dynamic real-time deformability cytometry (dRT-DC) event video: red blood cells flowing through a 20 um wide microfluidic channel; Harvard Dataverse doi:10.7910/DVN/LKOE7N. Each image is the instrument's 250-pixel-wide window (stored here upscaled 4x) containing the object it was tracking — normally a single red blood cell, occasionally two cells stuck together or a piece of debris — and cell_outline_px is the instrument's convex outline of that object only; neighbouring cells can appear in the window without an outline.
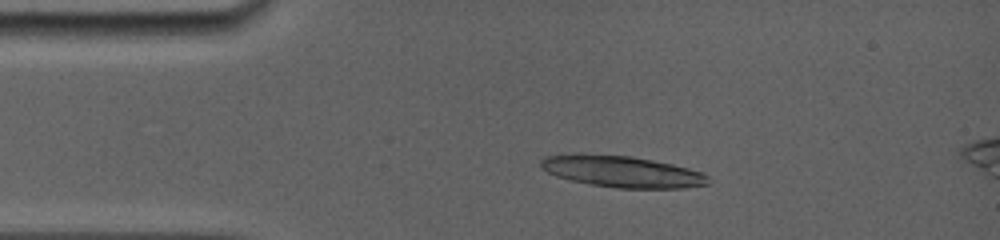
{"species": "common noctule bat (a hibernating species)", "species_latin": "Nyctalus noctula", "temperature_condition": "room temperature", "stored_images_in_passage": 7, "camera_frame_rate_fps": 5000, "um_per_image_px": 0.085, "animal": {"sex": "female", "body_mass_g": 19.0, "forearm_length_mm": 56.7}, "frame": {"image": 1, "passage_image": 7, "time_ms": 2.6, "image_size_px": [1000, 240], "cell_outline_px": [[708, 184], [684, 188], [616, 188], [592, 184], [572, 180], [556, 176], [548, 172], [540, 164], [540, 160], [544, 156], [580, 152], [632, 156], [672, 164], [704, 172], [708, 176]], "centroid_in_image_um": [52.85, 14.56], "position_along_channel_um": 32.2, "area_um2": 30.92}}